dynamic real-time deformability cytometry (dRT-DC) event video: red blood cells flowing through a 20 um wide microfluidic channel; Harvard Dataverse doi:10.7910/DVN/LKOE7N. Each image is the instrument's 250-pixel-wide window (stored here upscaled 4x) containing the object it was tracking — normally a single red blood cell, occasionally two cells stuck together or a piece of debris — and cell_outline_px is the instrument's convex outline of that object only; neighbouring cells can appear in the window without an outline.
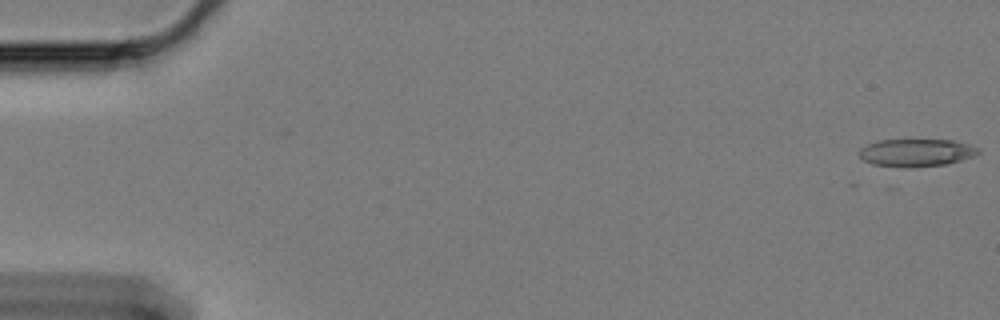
{"species": "Egyptian fruit bat (a non-hibernating species)", "species_latin": "Rousettus aegyptiacus", "temperature_condition": "cold", "stored_images_in_passage": 12, "camera_frame_rate_fps": 3000, "um_per_image_px": 0.085, "animal": {"sex": "female"}, "frame": {"image": 1, "passage_image": 1, "time_ms": 0.0, "image_size_px": [1000, 320], "cell_outline_px": [[980, 152], [972, 156], [948, 164], [872, 164], [864, 160], [856, 152], [860, 148], [868, 144], [880, 140], [952, 140], [968, 144], [980, 148]], "centroid_in_image_um": [77.9, 12.91], "position_along_channel_um": 7.1, "area_um2": 18.09}}